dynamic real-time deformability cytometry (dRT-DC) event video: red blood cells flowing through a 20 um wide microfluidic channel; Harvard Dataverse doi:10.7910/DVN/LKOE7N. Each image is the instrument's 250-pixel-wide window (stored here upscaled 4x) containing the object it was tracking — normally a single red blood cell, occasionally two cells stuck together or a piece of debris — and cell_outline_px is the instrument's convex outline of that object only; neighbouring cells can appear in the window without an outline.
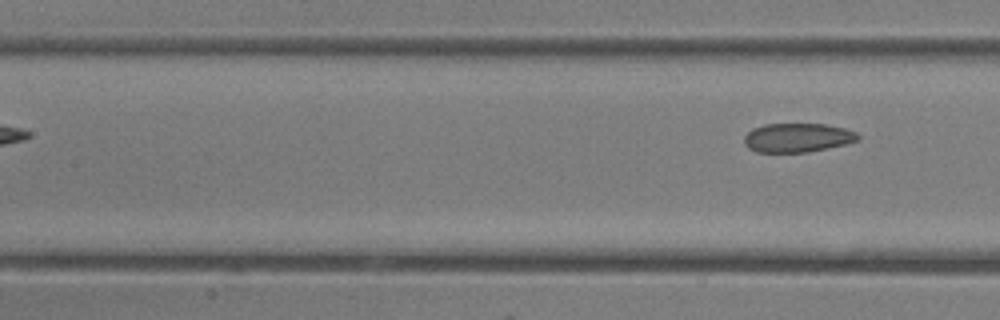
{"species": "common noctule bat (a hibernating species)", "species_latin": "Nyctalus noctula", "temperature_condition": "room temperature", "stored_images_in_passage": 9, "segment_of_instrument_passage": [2, 2], "camera_frame_rate_fps": 3000, "um_per_image_px": 0.085, "animal": {"sex": "female"}, "frame": {"image": 1, "passage_image": 9, "time_ms": 2.667, "image_size_px": [1000, 320], "cell_outline_px": [[860, 140], [844, 144], [808, 152], [756, 152], [748, 148], [744, 144], [744, 136], [752, 128], [764, 124], [824, 124], [844, 128], [856, 132], [860, 136]], "centroid_in_image_um": [67.76, 11.7], "position_along_channel_um": 139.6, "area_um2": 19.25}}